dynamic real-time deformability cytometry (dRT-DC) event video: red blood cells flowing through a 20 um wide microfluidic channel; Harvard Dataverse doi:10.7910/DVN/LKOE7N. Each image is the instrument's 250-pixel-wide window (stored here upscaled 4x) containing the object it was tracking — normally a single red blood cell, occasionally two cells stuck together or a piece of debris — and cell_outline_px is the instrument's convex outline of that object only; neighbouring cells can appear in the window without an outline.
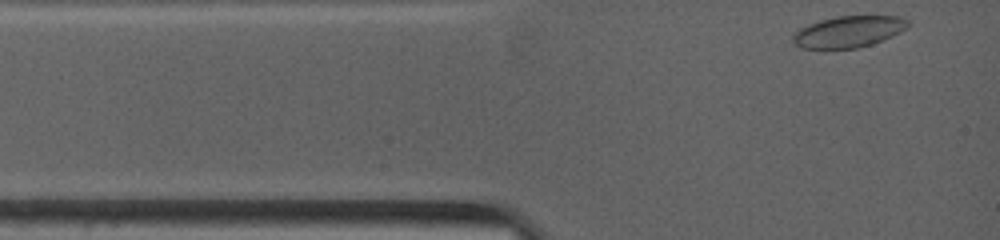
{"species": "common noctule bat (a hibernating species)", "species_latin": "Nyctalus noctula", "temperature_condition": "warm", "stored_images_in_passage": 8, "camera_frame_rate_fps": 4500, "um_per_image_px": 0.085, "animal": {"sex": "female", "body_mass_g": 19.0, "forearm_length_mm": 53.3}, "frame": {"image": 1, "passage_image": 1, "time_ms": 0.0, "image_size_px": [1000, 240], "cell_outline_px": [[908, 28], [900, 32], [872, 44], [856, 48], [800, 48], [792, 40], [792, 36], [800, 28], [808, 24], [820, 20], [836, 16], [900, 16], [908, 20]], "centroid_in_image_um": [72.13, 2.68], "position_along_channel_um": 12.9, "area_um2": 20.92}}
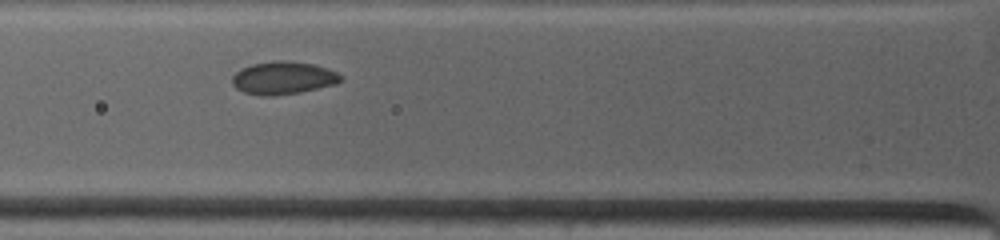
{"frame": {"image": 2, "passage_image": 6, "time_ms": 3.111, "image_size_px": [1000, 240], "cell_outline_px": [[344, 80], [336, 84], [300, 92], [272, 96], [264, 96], [244, 92], [236, 88], [232, 84], [232, 76], [240, 68], [252, 64], [276, 60], [288, 60], [312, 64], [328, 68], [336, 72]], "centroid_in_image_um": [24.06, 6.62], "position_along_channel_um": 101.7, "area_um2": 20.81}}
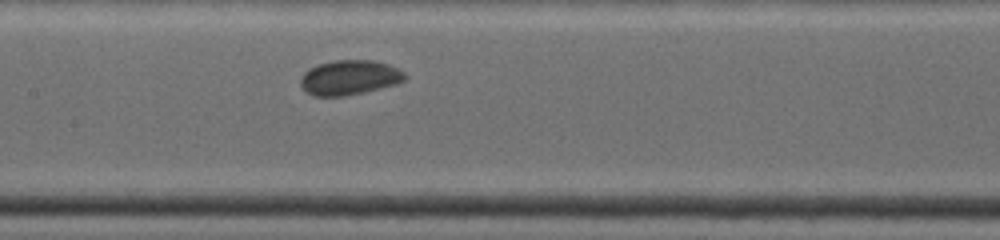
{"frame": {"image": 3, "passage_image": 8, "time_ms": 5.111, "image_size_px": [1000, 240], "cell_outline_px": [[408, 76], [404, 80], [396, 84], [364, 92], [344, 96], [312, 96], [300, 84], [300, 76], [308, 68], [332, 60], [372, 60], [388, 64], [404, 72]], "centroid_in_image_um": [29.69, 6.59], "position_along_channel_um": 177.7, "area_um2": 21.15}}